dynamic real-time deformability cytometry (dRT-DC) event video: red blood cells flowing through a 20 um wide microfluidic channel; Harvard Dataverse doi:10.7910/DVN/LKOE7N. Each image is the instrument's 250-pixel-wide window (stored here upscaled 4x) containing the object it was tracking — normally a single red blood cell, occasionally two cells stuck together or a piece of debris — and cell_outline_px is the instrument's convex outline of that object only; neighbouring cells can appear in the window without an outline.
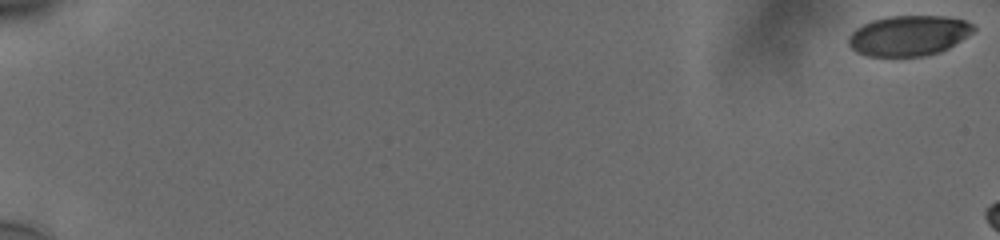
{"species": "human", "species_latin": "Homo sapiens", "temperature_condition": "cold", "stored_images_in_passage": 12, "camera_frame_rate_fps": 3000, "um_per_image_px": 0.085, "donor": {"sex": "male"}, "frame": {"image": 1, "passage_image": 1, "time_ms": 0.0, "image_size_px": [1000, 240], "cell_outline_px": [[976, 28], [972, 32], [948, 48], [940, 52], [924, 56], [868, 56], [856, 52], [848, 44], [848, 36], [856, 28], [872, 20], [888, 16], [944, 16], [964, 20], [972, 24]], "centroid_in_image_um": [77.21, 3.03], "position_along_channel_um": 7.8, "area_um2": 29.25}}